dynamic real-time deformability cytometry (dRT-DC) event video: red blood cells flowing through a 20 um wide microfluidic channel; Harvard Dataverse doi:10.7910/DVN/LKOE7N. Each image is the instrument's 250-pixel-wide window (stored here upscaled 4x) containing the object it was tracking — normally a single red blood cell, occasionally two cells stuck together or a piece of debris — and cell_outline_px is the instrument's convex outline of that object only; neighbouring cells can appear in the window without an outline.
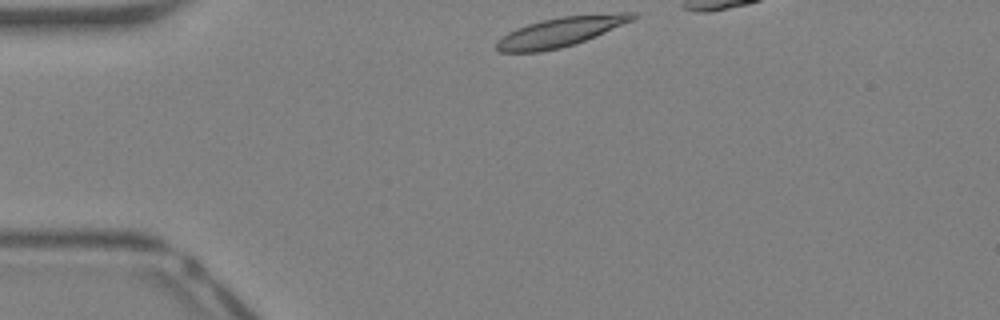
{"species": "Egyptian fruit bat (a non-hibernating species)", "species_latin": "Rousettus aegyptiacus", "temperature_condition": "warm", "stored_images_in_passage": 26, "camera_frame_rate_fps": 3000, "um_per_image_px": 0.085, "animal": {"sex": "female"}, "frame": {"image": 1, "passage_image": 1, "time_ms": 0.0, "image_size_px": [1000, 320], "cell_outline_px": [[640, 16], [632, 20], [596, 36], [576, 44], [560, 48], [540, 52], [500, 52], [496, 48], [496, 40], [508, 32], [516, 28], [540, 20], [564, 16], [620, 12], [636, 12]], "centroid_in_image_um": [47.65, 2.7], "position_along_channel_um": 37.3, "area_um2": 23.52}}
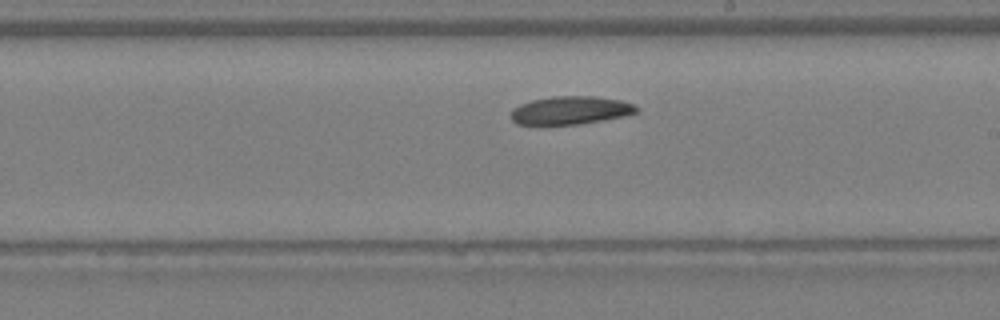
{"frame": {"image": 2, "passage_image": 16, "time_ms": 5.0, "image_size_px": [1000, 320], "cell_outline_px": [[640, 112], [624, 116], [576, 124], [516, 124], [508, 116], [512, 108], [520, 104], [532, 100], [552, 96], [596, 96], [620, 100], [632, 104], [640, 108]], "centroid_in_image_um": [48.47, 9.37], "position_along_channel_um": 240.5, "area_um2": 20.63}}
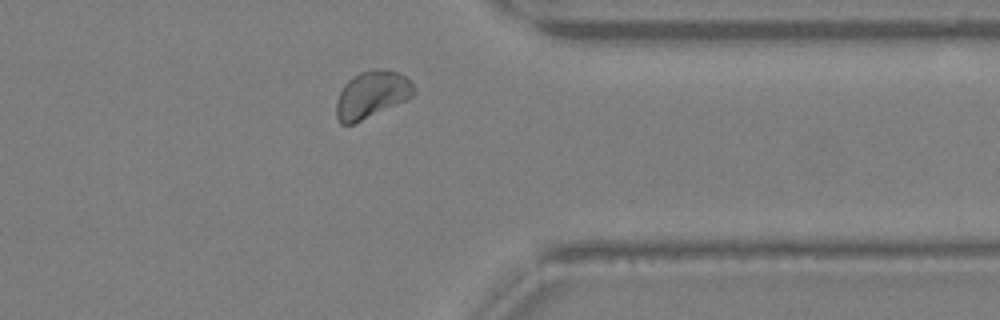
{"frame": {"image": 3, "passage_image": 25, "time_ms": 8.0, "image_size_px": [1000, 320], "cell_outline_px": [[416, 92], [412, 96], [404, 100], [352, 124], [340, 124], [336, 116], [336, 100], [344, 84], [348, 80], [360, 72], [372, 68], [388, 68], [404, 76], [416, 88]], "centroid_in_image_um": [31.57, 8.0], "position_along_channel_um": 379.8, "area_um2": 21.04}}